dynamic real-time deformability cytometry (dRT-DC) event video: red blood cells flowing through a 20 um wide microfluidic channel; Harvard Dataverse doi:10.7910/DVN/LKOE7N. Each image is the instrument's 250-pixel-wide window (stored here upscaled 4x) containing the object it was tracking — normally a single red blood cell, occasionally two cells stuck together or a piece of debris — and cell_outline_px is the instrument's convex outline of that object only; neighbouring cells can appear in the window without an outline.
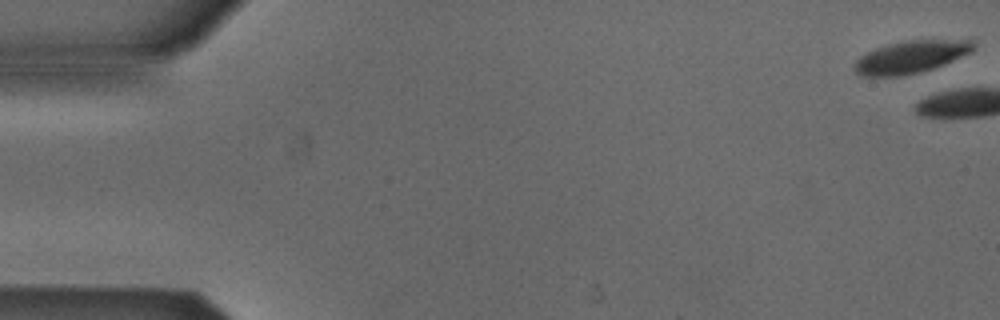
{"species": "Egyptian fruit bat (a non-hibernating species)", "species_latin": "Rousettus aegyptiacus", "temperature_condition": "cold", "stored_images_in_passage": 7, "camera_frame_rate_fps": 3000, "um_per_image_px": 0.085, "animal": {"sex": "male"}, "frame": {"image": 1, "passage_image": 1, "time_ms": 0.0, "image_size_px": [1000, 320], "cell_outline_px": [[976, 48], [972, 52], [944, 64], [920, 72], [900, 76], [860, 76], [852, 68], [856, 60], [860, 56], [876, 48], [888, 44], [904, 40], [972, 36], [976, 44]], "centroid_in_image_um": [77.57, 4.77], "position_along_channel_um": 7.4, "area_um2": 23.58}}